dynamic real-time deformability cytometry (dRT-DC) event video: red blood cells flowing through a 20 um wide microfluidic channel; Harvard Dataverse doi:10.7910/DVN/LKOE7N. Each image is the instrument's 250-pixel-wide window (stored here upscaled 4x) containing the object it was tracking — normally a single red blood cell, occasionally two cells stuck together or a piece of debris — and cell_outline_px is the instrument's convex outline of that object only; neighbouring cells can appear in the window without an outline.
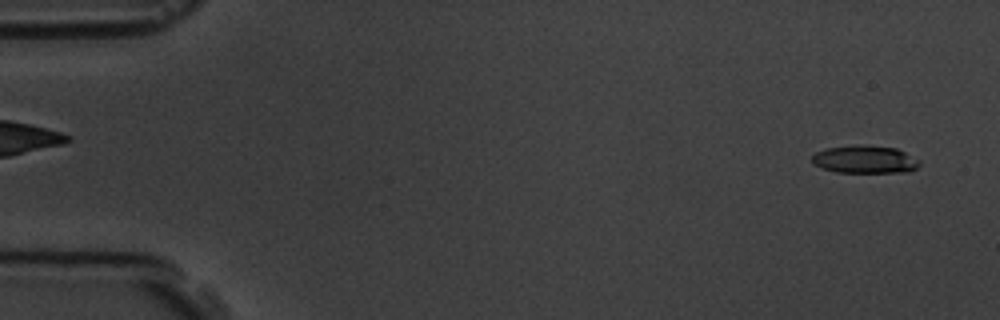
{"species": "common noctule bat (a hibernating species)", "species_latin": "Nyctalus noctula", "temperature_condition": "room temperature", "stored_images_in_passage": 6, "segment_of_instrument_passage": [2, 2], "camera_frame_rate_fps": 3000, "um_per_image_px": 0.085, "animal": {"sex": "male", "body_mass_g": 19.5, "forearm_length_mm": 54.6}, "frame": {"image": 1, "passage_image": 6, "time_ms": 6.0, "image_size_px": [1000, 320], "cell_outline_px": [[920, 164], [916, 168], [908, 172], [836, 172], [812, 164], [812, 156], [816, 152], [824, 148], [856, 144], [864, 144], [896, 148], [920, 160]], "centroid_in_image_um": [73.5, 13.53], "position_along_channel_um": 11.5, "area_um2": 17.57}}